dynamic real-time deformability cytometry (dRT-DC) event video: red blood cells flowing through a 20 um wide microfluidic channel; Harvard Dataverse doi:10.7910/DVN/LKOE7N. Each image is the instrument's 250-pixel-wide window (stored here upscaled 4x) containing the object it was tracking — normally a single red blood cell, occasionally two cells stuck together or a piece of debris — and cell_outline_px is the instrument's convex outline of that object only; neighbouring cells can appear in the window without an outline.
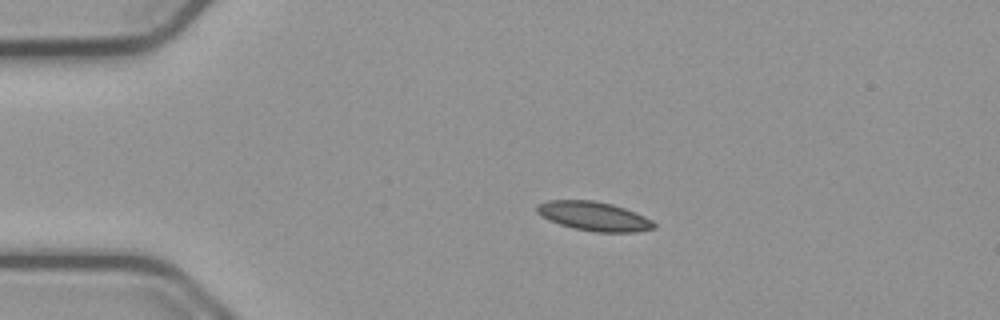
{"species": "common noctule bat (a hibernating species)", "species_latin": "Nyctalus noctula", "temperature_condition": "cold", "stored_images_in_passage": 21, "camera_frame_rate_fps": 3000, "um_per_image_px": 0.085, "animal": {"sex": "male", "body_mass_g": 23.1, "forearm_length_mm": 52.7}, "frame": {"image": 1, "passage_image": 1, "time_ms": 0.0, "image_size_px": [1000, 320], "cell_outline_px": [[656, 228], [636, 232], [596, 232], [572, 228], [548, 220], [540, 216], [536, 212], [536, 204], [548, 200], [592, 200], [612, 204], [636, 212], [652, 220], [656, 224]], "centroid_in_image_um": [50.46, 18.38], "position_along_channel_um": 34.5, "area_um2": 20.06}}
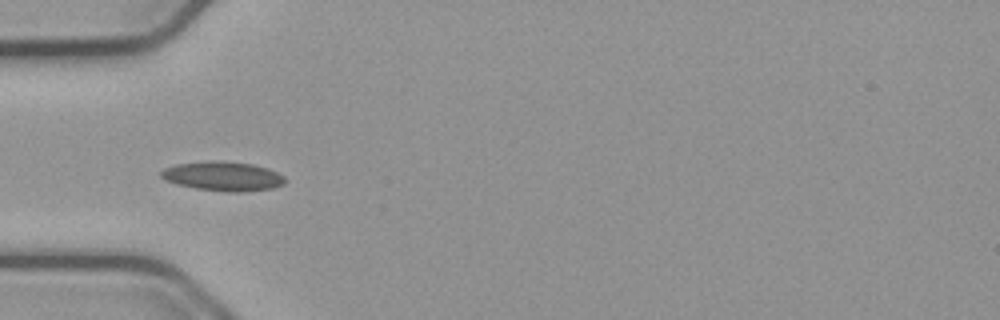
{"frame": {"image": 2, "passage_image": 7, "time_ms": 2.0, "image_size_px": [1000, 320], "cell_outline_px": [[288, 180], [284, 184], [272, 188], [244, 192], [232, 192], [196, 188], [176, 184], [164, 180], [160, 176], [160, 172], [164, 168], [176, 164], [208, 160], [220, 160], [252, 164], [268, 168], [284, 176]], "centroid_in_image_um": [18.95, 14.97], "position_along_channel_um": 66.1, "area_um2": 21.39}}
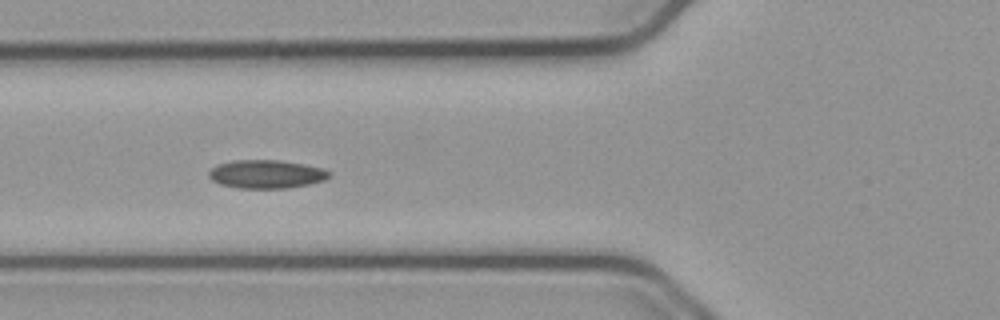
{"frame": {"image": 3, "passage_image": 10, "time_ms": 3.0, "image_size_px": [1000, 320], "cell_outline_px": [[332, 176], [324, 180], [308, 184], [288, 188], [240, 188], [220, 184], [212, 180], [208, 176], [208, 172], [212, 168], [220, 164], [232, 160], [280, 160], [304, 164], [324, 168], [332, 172]], "centroid_in_image_um": [22.68, 14.79], "position_along_channel_um": 103.1, "area_um2": 20.0}}